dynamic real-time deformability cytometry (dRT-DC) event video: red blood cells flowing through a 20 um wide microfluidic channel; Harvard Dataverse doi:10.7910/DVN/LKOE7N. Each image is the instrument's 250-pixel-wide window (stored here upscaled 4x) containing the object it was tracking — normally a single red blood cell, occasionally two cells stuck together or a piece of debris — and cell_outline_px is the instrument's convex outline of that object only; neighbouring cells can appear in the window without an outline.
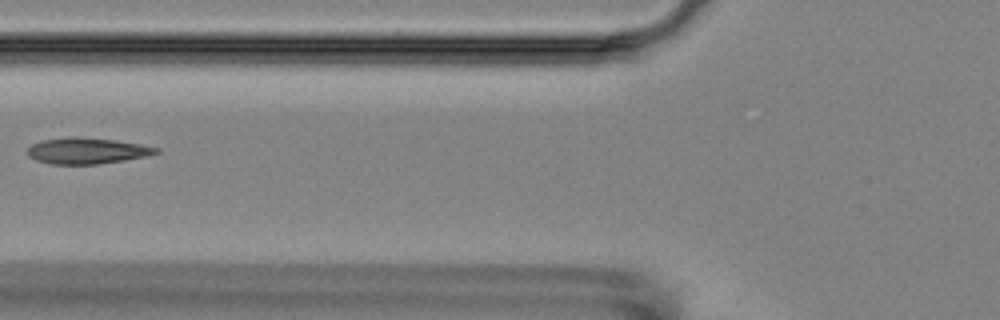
{"species": "Egyptian fruit bat (a non-hibernating species)", "species_latin": "Rousettus aegyptiacus", "temperature_condition": "room temperature", "stored_images_in_passage": 8, "camera_frame_rate_fps": 3000, "um_per_image_px": 0.085, "animal": {"sex": "female"}, "frame": {"image": 1, "passage_image": 7, "time_ms": 6.667, "image_size_px": [1000, 320], "cell_outline_px": [[160, 152], [144, 156], [124, 160], [96, 164], [52, 164], [36, 160], [28, 156], [28, 148], [32, 144], [40, 140], [68, 136], [76, 136], [116, 140], [140, 144], [160, 148]], "centroid_in_image_um": [7.36, 12.8], "position_along_channel_um": 118.4, "area_um2": 19.59}}